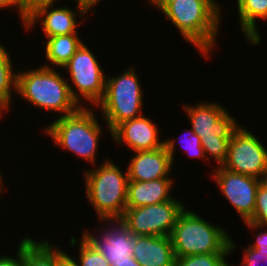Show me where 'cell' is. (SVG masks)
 I'll return each instance as SVG.
<instances>
[{
    "label": "cell",
    "mask_w": 267,
    "mask_h": 266,
    "mask_svg": "<svg viewBox=\"0 0 267 266\" xmlns=\"http://www.w3.org/2000/svg\"><path fill=\"white\" fill-rule=\"evenodd\" d=\"M220 8L216 0H176L170 2L161 14L166 15L186 42L209 59L219 41Z\"/></svg>",
    "instance_id": "1"
},
{
    "label": "cell",
    "mask_w": 267,
    "mask_h": 266,
    "mask_svg": "<svg viewBox=\"0 0 267 266\" xmlns=\"http://www.w3.org/2000/svg\"><path fill=\"white\" fill-rule=\"evenodd\" d=\"M55 68L41 65L32 70L17 72V95L43 110L62 113L59 117L76 112L80 106L69 89V81Z\"/></svg>",
    "instance_id": "2"
},
{
    "label": "cell",
    "mask_w": 267,
    "mask_h": 266,
    "mask_svg": "<svg viewBox=\"0 0 267 266\" xmlns=\"http://www.w3.org/2000/svg\"><path fill=\"white\" fill-rule=\"evenodd\" d=\"M106 158L97 168L84 170L85 194L99 221L120 220L126 209L129 178Z\"/></svg>",
    "instance_id": "3"
},
{
    "label": "cell",
    "mask_w": 267,
    "mask_h": 266,
    "mask_svg": "<svg viewBox=\"0 0 267 266\" xmlns=\"http://www.w3.org/2000/svg\"><path fill=\"white\" fill-rule=\"evenodd\" d=\"M182 105L191 129L201 140L207 162L211 157L217 167L222 166L227 158L229 140L240 126L237 120L217 102Z\"/></svg>",
    "instance_id": "4"
},
{
    "label": "cell",
    "mask_w": 267,
    "mask_h": 266,
    "mask_svg": "<svg viewBox=\"0 0 267 266\" xmlns=\"http://www.w3.org/2000/svg\"><path fill=\"white\" fill-rule=\"evenodd\" d=\"M187 207L180 213L170 235L175 257L232 253L238 247L225 228L209 223Z\"/></svg>",
    "instance_id": "5"
},
{
    "label": "cell",
    "mask_w": 267,
    "mask_h": 266,
    "mask_svg": "<svg viewBox=\"0 0 267 266\" xmlns=\"http://www.w3.org/2000/svg\"><path fill=\"white\" fill-rule=\"evenodd\" d=\"M93 108L80 107L70 115L55 118L42 130L53 139L56 146L70 151L92 165L96 164L98 142L103 134V128L97 121Z\"/></svg>",
    "instance_id": "6"
},
{
    "label": "cell",
    "mask_w": 267,
    "mask_h": 266,
    "mask_svg": "<svg viewBox=\"0 0 267 266\" xmlns=\"http://www.w3.org/2000/svg\"><path fill=\"white\" fill-rule=\"evenodd\" d=\"M137 75L128 67L120 75L106 76L105 94L96 108L100 107L110 135L119 124L143 115L144 93Z\"/></svg>",
    "instance_id": "7"
},
{
    "label": "cell",
    "mask_w": 267,
    "mask_h": 266,
    "mask_svg": "<svg viewBox=\"0 0 267 266\" xmlns=\"http://www.w3.org/2000/svg\"><path fill=\"white\" fill-rule=\"evenodd\" d=\"M69 72V89L74 100L83 107L85 99L89 105L97 106L105 94L106 76L96 56L83 43L70 60L62 67Z\"/></svg>",
    "instance_id": "8"
},
{
    "label": "cell",
    "mask_w": 267,
    "mask_h": 266,
    "mask_svg": "<svg viewBox=\"0 0 267 266\" xmlns=\"http://www.w3.org/2000/svg\"><path fill=\"white\" fill-rule=\"evenodd\" d=\"M244 126L232 134L222 168L264 180L267 177V147Z\"/></svg>",
    "instance_id": "9"
},
{
    "label": "cell",
    "mask_w": 267,
    "mask_h": 266,
    "mask_svg": "<svg viewBox=\"0 0 267 266\" xmlns=\"http://www.w3.org/2000/svg\"><path fill=\"white\" fill-rule=\"evenodd\" d=\"M185 208L184 203L174 197L163 203L126 208L120 221L134 236H170Z\"/></svg>",
    "instance_id": "10"
},
{
    "label": "cell",
    "mask_w": 267,
    "mask_h": 266,
    "mask_svg": "<svg viewBox=\"0 0 267 266\" xmlns=\"http://www.w3.org/2000/svg\"><path fill=\"white\" fill-rule=\"evenodd\" d=\"M211 177L242 221H249L253 217L258 187L263 181L228 171L221 166L213 169Z\"/></svg>",
    "instance_id": "11"
},
{
    "label": "cell",
    "mask_w": 267,
    "mask_h": 266,
    "mask_svg": "<svg viewBox=\"0 0 267 266\" xmlns=\"http://www.w3.org/2000/svg\"><path fill=\"white\" fill-rule=\"evenodd\" d=\"M105 226L95 234L84 230L82 236L107 260L117 266L133 257L135 236L120 220H102ZM105 222V224H104Z\"/></svg>",
    "instance_id": "12"
},
{
    "label": "cell",
    "mask_w": 267,
    "mask_h": 266,
    "mask_svg": "<svg viewBox=\"0 0 267 266\" xmlns=\"http://www.w3.org/2000/svg\"><path fill=\"white\" fill-rule=\"evenodd\" d=\"M176 143L174 138H167L165 146L158 149L134 152V157H131L126 169L129 180L152 181L170 178V172L175 165Z\"/></svg>",
    "instance_id": "13"
},
{
    "label": "cell",
    "mask_w": 267,
    "mask_h": 266,
    "mask_svg": "<svg viewBox=\"0 0 267 266\" xmlns=\"http://www.w3.org/2000/svg\"><path fill=\"white\" fill-rule=\"evenodd\" d=\"M152 121L144 114L124 121L111 132V139L119 146L125 143L133 152L154 150L165 146V140L159 137L158 125L156 126Z\"/></svg>",
    "instance_id": "14"
},
{
    "label": "cell",
    "mask_w": 267,
    "mask_h": 266,
    "mask_svg": "<svg viewBox=\"0 0 267 266\" xmlns=\"http://www.w3.org/2000/svg\"><path fill=\"white\" fill-rule=\"evenodd\" d=\"M76 7V9H72L67 6L56 8L54 5H49L41 8L33 16H31L27 22H25L24 29L29 31L34 28L37 23H39L42 26L41 29L43 30L45 38L78 33L77 27L80 26L81 23L78 21L76 16L79 14L80 18H85V15L78 6ZM77 10H79V13Z\"/></svg>",
    "instance_id": "15"
},
{
    "label": "cell",
    "mask_w": 267,
    "mask_h": 266,
    "mask_svg": "<svg viewBox=\"0 0 267 266\" xmlns=\"http://www.w3.org/2000/svg\"><path fill=\"white\" fill-rule=\"evenodd\" d=\"M133 257L142 266H174L175 253L170 236H135Z\"/></svg>",
    "instance_id": "16"
},
{
    "label": "cell",
    "mask_w": 267,
    "mask_h": 266,
    "mask_svg": "<svg viewBox=\"0 0 267 266\" xmlns=\"http://www.w3.org/2000/svg\"><path fill=\"white\" fill-rule=\"evenodd\" d=\"M174 185L172 178H160L152 181L129 180L126 208H137L146 205L170 201Z\"/></svg>",
    "instance_id": "17"
},
{
    "label": "cell",
    "mask_w": 267,
    "mask_h": 266,
    "mask_svg": "<svg viewBox=\"0 0 267 266\" xmlns=\"http://www.w3.org/2000/svg\"><path fill=\"white\" fill-rule=\"evenodd\" d=\"M240 29L250 46L261 44L257 20H267V0H236ZM257 19V20H256Z\"/></svg>",
    "instance_id": "18"
},
{
    "label": "cell",
    "mask_w": 267,
    "mask_h": 266,
    "mask_svg": "<svg viewBox=\"0 0 267 266\" xmlns=\"http://www.w3.org/2000/svg\"><path fill=\"white\" fill-rule=\"evenodd\" d=\"M45 40L44 50L47 62L43 66L50 68H54V66L62 68L83 44L78 33L57 35Z\"/></svg>",
    "instance_id": "19"
},
{
    "label": "cell",
    "mask_w": 267,
    "mask_h": 266,
    "mask_svg": "<svg viewBox=\"0 0 267 266\" xmlns=\"http://www.w3.org/2000/svg\"><path fill=\"white\" fill-rule=\"evenodd\" d=\"M58 246L53 247L50 241H35L31 237L23 238L24 266H57Z\"/></svg>",
    "instance_id": "20"
},
{
    "label": "cell",
    "mask_w": 267,
    "mask_h": 266,
    "mask_svg": "<svg viewBox=\"0 0 267 266\" xmlns=\"http://www.w3.org/2000/svg\"><path fill=\"white\" fill-rule=\"evenodd\" d=\"M10 55L4 44L0 43V110L4 113L10 111L11 95H14L12 92H16L17 86V71Z\"/></svg>",
    "instance_id": "21"
},
{
    "label": "cell",
    "mask_w": 267,
    "mask_h": 266,
    "mask_svg": "<svg viewBox=\"0 0 267 266\" xmlns=\"http://www.w3.org/2000/svg\"><path fill=\"white\" fill-rule=\"evenodd\" d=\"M76 240L77 239L72 236L69 240V244L71 247H77V245L79 246V258L76 260L79 266H110L104 256L98 252L82 235L80 242H77Z\"/></svg>",
    "instance_id": "22"
},
{
    "label": "cell",
    "mask_w": 267,
    "mask_h": 266,
    "mask_svg": "<svg viewBox=\"0 0 267 266\" xmlns=\"http://www.w3.org/2000/svg\"><path fill=\"white\" fill-rule=\"evenodd\" d=\"M231 253L198 254L176 257L174 266H229L226 257Z\"/></svg>",
    "instance_id": "23"
},
{
    "label": "cell",
    "mask_w": 267,
    "mask_h": 266,
    "mask_svg": "<svg viewBox=\"0 0 267 266\" xmlns=\"http://www.w3.org/2000/svg\"><path fill=\"white\" fill-rule=\"evenodd\" d=\"M249 221L267 226V185L264 182L258 187L253 217Z\"/></svg>",
    "instance_id": "24"
},
{
    "label": "cell",
    "mask_w": 267,
    "mask_h": 266,
    "mask_svg": "<svg viewBox=\"0 0 267 266\" xmlns=\"http://www.w3.org/2000/svg\"><path fill=\"white\" fill-rule=\"evenodd\" d=\"M57 0H16L17 14L23 25L25 22L33 16L39 9L47 7L49 5H55Z\"/></svg>",
    "instance_id": "25"
},
{
    "label": "cell",
    "mask_w": 267,
    "mask_h": 266,
    "mask_svg": "<svg viewBox=\"0 0 267 266\" xmlns=\"http://www.w3.org/2000/svg\"><path fill=\"white\" fill-rule=\"evenodd\" d=\"M188 132V135L186 134L185 136H183L185 139H183L184 141L180 142L182 149H184L183 151H185V153H187L189 155V157L191 158H195V157H199L201 159L207 160L204 149L201 145V140L200 138L194 133V131L190 128ZM181 136V137H182ZM179 139V138H178ZM186 140V141H185Z\"/></svg>",
    "instance_id": "26"
},
{
    "label": "cell",
    "mask_w": 267,
    "mask_h": 266,
    "mask_svg": "<svg viewBox=\"0 0 267 266\" xmlns=\"http://www.w3.org/2000/svg\"><path fill=\"white\" fill-rule=\"evenodd\" d=\"M243 223L244 225L248 226L249 229L251 228V230H260L259 234H257V236L255 235L256 240L254 241V243H250L247 246L256 249L259 253H264L265 255H267V226L258 225L250 221H245Z\"/></svg>",
    "instance_id": "27"
},
{
    "label": "cell",
    "mask_w": 267,
    "mask_h": 266,
    "mask_svg": "<svg viewBox=\"0 0 267 266\" xmlns=\"http://www.w3.org/2000/svg\"><path fill=\"white\" fill-rule=\"evenodd\" d=\"M245 252L243 253V261L241 266H261V262H266L267 264V255L264 253H259L256 249L246 247ZM265 264V266H267ZM263 265V264H262Z\"/></svg>",
    "instance_id": "28"
},
{
    "label": "cell",
    "mask_w": 267,
    "mask_h": 266,
    "mask_svg": "<svg viewBox=\"0 0 267 266\" xmlns=\"http://www.w3.org/2000/svg\"><path fill=\"white\" fill-rule=\"evenodd\" d=\"M17 250V254L14 256H0V266H24L23 262V239H21V242L19 243Z\"/></svg>",
    "instance_id": "29"
},
{
    "label": "cell",
    "mask_w": 267,
    "mask_h": 266,
    "mask_svg": "<svg viewBox=\"0 0 267 266\" xmlns=\"http://www.w3.org/2000/svg\"><path fill=\"white\" fill-rule=\"evenodd\" d=\"M57 266H79L76 259L58 247Z\"/></svg>",
    "instance_id": "30"
},
{
    "label": "cell",
    "mask_w": 267,
    "mask_h": 266,
    "mask_svg": "<svg viewBox=\"0 0 267 266\" xmlns=\"http://www.w3.org/2000/svg\"><path fill=\"white\" fill-rule=\"evenodd\" d=\"M102 0H76L77 6L81 9V11L88 15V12H96V8L98 6V3H100Z\"/></svg>",
    "instance_id": "31"
},
{
    "label": "cell",
    "mask_w": 267,
    "mask_h": 266,
    "mask_svg": "<svg viewBox=\"0 0 267 266\" xmlns=\"http://www.w3.org/2000/svg\"><path fill=\"white\" fill-rule=\"evenodd\" d=\"M146 3H151V5L155 6L157 9H159L161 12L170 2L176 1V0H146Z\"/></svg>",
    "instance_id": "32"
},
{
    "label": "cell",
    "mask_w": 267,
    "mask_h": 266,
    "mask_svg": "<svg viewBox=\"0 0 267 266\" xmlns=\"http://www.w3.org/2000/svg\"><path fill=\"white\" fill-rule=\"evenodd\" d=\"M15 8L17 11V5H16V0H0V8L5 9V8Z\"/></svg>",
    "instance_id": "33"
},
{
    "label": "cell",
    "mask_w": 267,
    "mask_h": 266,
    "mask_svg": "<svg viewBox=\"0 0 267 266\" xmlns=\"http://www.w3.org/2000/svg\"><path fill=\"white\" fill-rule=\"evenodd\" d=\"M117 266H142L134 257H130V261L123 262Z\"/></svg>",
    "instance_id": "34"
},
{
    "label": "cell",
    "mask_w": 267,
    "mask_h": 266,
    "mask_svg": "<svg viewBox=\"0 0 267 266\" xmlns=\"http://www.w3.org/2000/svg\"><path fill=\"white\" fill-rule=\"evenodd\" d=\"M2 179H3V176H2V173H1V171H0V195H2V193L4 192L3 190H5L3 187V185L4 184H2L3 183V181H2Z\"/></svg>",
    "instance_id": "35"
},
{
    "label": "cell",
    "mask_w": 267,
    "mask_h": 266,
    "mask_svg": "<svg viewBox=\"0 0 267 266\" xmlns=\"http://www.w3.org/2000/svg\"><path fill=\"white\" fill-rule=\"evenodd\" d=\"M3 112L0 110V119L2 118Z\"/></svg>",
    "instance_id": "36"
},
{
    "label": "cell",
    "mask_w": 267,
    "mask_h": 266,
    "mask_svg": "<svg viewBox=\"0 0 267 266\" xmlns=\"http://www.w3.org/2000/svg\"><path fill=\"white\" fill-rule=\"evenodd\" d=\"M263 182L267 185V177L263 180Z\"/></svg>",
    "instance_id": "37"
}]
</instances>
